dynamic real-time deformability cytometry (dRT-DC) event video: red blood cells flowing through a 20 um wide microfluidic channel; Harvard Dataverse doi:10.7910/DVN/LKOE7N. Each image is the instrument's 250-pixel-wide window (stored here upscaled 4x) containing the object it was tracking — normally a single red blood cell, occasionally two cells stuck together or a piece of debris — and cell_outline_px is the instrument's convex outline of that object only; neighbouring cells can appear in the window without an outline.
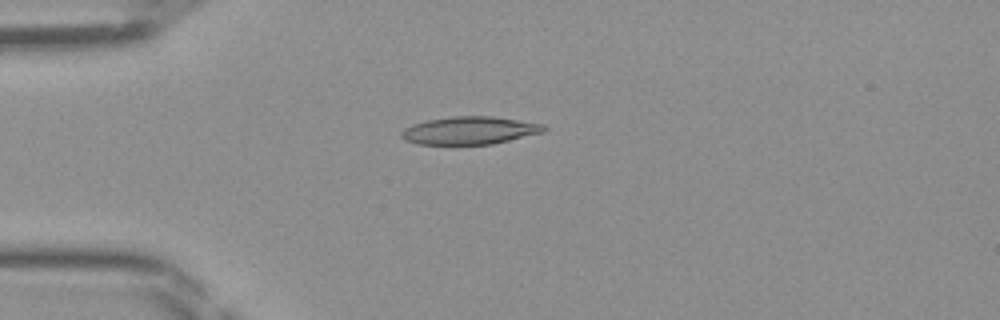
{"species": "Egyptian fruit bat (a non-hibernating species)", "species_latin": "Rousettus aegyptiacus", "temperature_condition": "room temperature", "stored_images_in_passage": 46, "camera_frame_rate_fps": 3000, "um_per_image_px": 0.085, "frame": {"image": 1, "passage_image": 12, "time_ms": 3.667, "image_size_px": [1000, 320], "cell_outline_px": [[548, 128], [544, 132], [492, 144], [416, 144], [404, 140], [400, 136], [400, 132], [404, 128], [412, 124], [428, 120], [452, 116], [492, 116], [544, 124]], "centroid_in_image_um": [39.9, 11.09], "position_along_channel_um": 45.1, "area_um2": 23.12}}
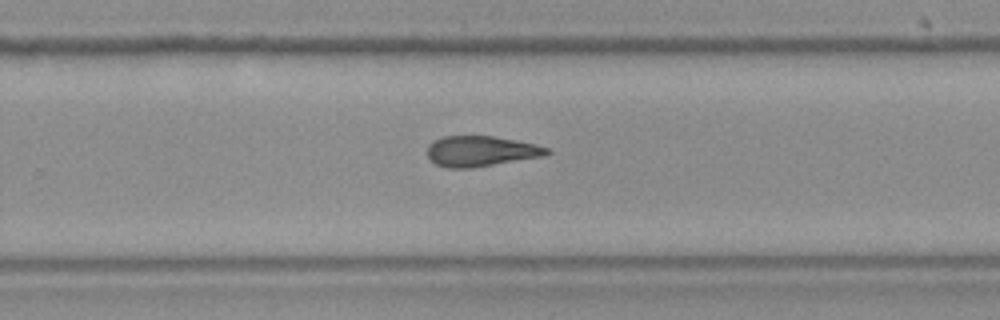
{"frame": {"image": 2, "passage_image": 30, "time_ms": 9.667, "image_size_px": [1000, 320], "cell_outline_px": [[552, 152], [544, 156], [472, 168], [448, 168], [436, 164], [428, 156], [428, 144], [444, 136], [492, 136], [536, 144], [548, 148]], "centroid_in_image_um": [40.89, 12.85], "position_along_channel_um": 288.9, "area_um2": 21.1}}
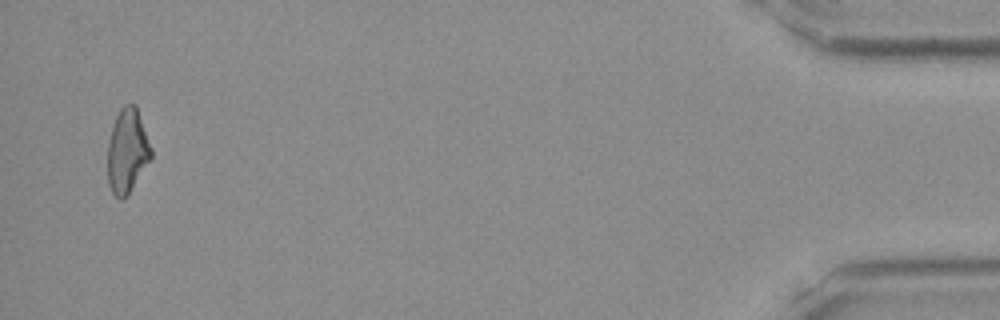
{"frame": {"image": 3, "passage_image": 45, "time_ms": 14.667, "image_size_px": [1000, 320], "cell_outline_px": [[152, 156], [128, 192], [120, 200], [112, 192], [108, 184], [108, 144], [112, 128], [116, 116], [120, 108], [124, 104], [136, 104], [152, 148]], "centroid_in_image_um": [10.81, 12.77], "position_along_channel_um": 424.4, "area_um2": 20.92}}